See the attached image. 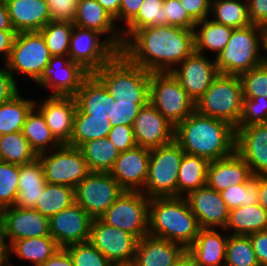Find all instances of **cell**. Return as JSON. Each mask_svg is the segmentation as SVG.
Segmentation results:
<instances>
[{"label":"cell","instance_id":"1","mask_svg":"<svg viewBox=\"0 0 267 266\" xmlns=\"http://www.w3.org/2000/svg\"><path fill=\"white\" fill-rule=\"evenodd\" d=\"M150 73L172 72L194 52V31L171 25L136 30L120 51Z\"/></svg>","mask_w":267,"mask_h":266},{"label":"cell","instance_id":"2","mask_svg":"<svg viewBox=\"0 0 267 266\" xmlns=\"http://www.w3.org/2000/svg\"><path fill=\"white\" fill-rule=\"evenodd\" d=\"M174 140L185 153L210 162L235 152L236 130L226 121L194 111L175 127Z\"/></svg>","mask_w":267,"mask_h":266},{"label":"cell","instance_id":"3","mask_svg":"<svg viewBox=\"0 0 267 266\" xmlns=\"http://www.w3.org/2000/svg\"><path fill=\"white\" fill-rule=\"evenodd\" d=\"M201 227L183 197H154L149 200L148 234L178 243L187 249Z\"/></svg>","mask_w":267,"mask_h":266},{"label":"cell","instance_id":"4","mask_svg":"<svg viewBox=\"0 0 267 266\" xmlns=\"http://www.w3.org/2000/svg\"><path fill=\"white\" fill-rule=\"evenodd\" d=\"M266 50V28L251 24L233 29L226 47L215 58L216 67L221 74L240 75L264 63Z\"/></svg>","mask_w":267,"mask_h":266},{"label":"cell","instance_id":"5","mask_svg":"<svg viewBox=\"0 0 267 266\" xmlns=\"http://www.w3.org/2000/svg\"><path fill=\"white\" fill-rule=\"evenodd\" d=\"M93 74L114 100L149 102L151 73L130 62L121 52Z\"/></svg>","mask_w":267,"mask_h":266},{"label":"cell","instance_id":"6","mask_svg":"<svg viewBox=\"0 0 267 266\" xmlns=\"http://www.w3.org/2000/svg\"><path fill=\"white\" fill-rule=\"evenodd\" d=\"M243 91L239 75L221 74L195 103L201 115L221 119L237 127L242 115Z\"/></svg>","mask_w":267,"mask_h":266},{"label":"cell","instance_id":"7","mask_svg":"<svg viewBox=\"0 0 267 266\" xmlns=\"http://www.w3.org/2000/svg\"><path fill=\"white\" fill-rule=\"evenodd\" d=\"M184 154L175 140L151 149L148 177L142 190L148 198L177 196L178 172Z\"/></svg>","mask_w":267,"mask_h":266},{"label":"cell","instance_id":"8","mask_svg":"<svg viewBox=\"0 0 267 266\" xmlns=\"http://www.w3.org/2000/svg\"><path fill=\"white\" fill-rule=\"evenodd\" d=\"M149 102L176 127L195 111V103L172 72L150 75Z\"/></svg>","mask_w":267,"mask_h":266},{"label":"cell","instance_id":"9","mask_svg":"<svg viewBox=\"0 0 267 266\" xmlns=\"http://www.w3.org/2000/svg\"><path fill=\"white\" fill-rule=\"evenodd\" d=\"M51 57L39 31L18 32L5 65L16 81L15 77L22 74L36 83L48 66Z\"/></svg>","mask_w":267,"mask_h":266},{"label":"cell","instance_id":"10","mask_svg":"<svg viewBox=\"0 0 267 266\" xmlns=\"http://www.w3.org/2000/svg\"><path fill=\"white\" fill-rule=\"evenodd\" d=\"M38 158L43 167L46 183L75 188L90 173L78 147L61 144L58 148L38 154Z\"/></svg>","mask_w":267,"mask_h":266},{"label":"cell","instance_id":"11","mask_svg":"<svg viewBox=\"0 0 267 266\" xmlns=\"http://www.w3.org/2000/svg\"><path fill=\"white\" fill-rule=\"evenodd\" d=\"M149 200L142 191H124L100 219L140 240L148 234Z\"/></svg>","mask_w":267,"mask_h":266},{"label":"cell","instance_id":"12","mask_svg":"<svg viewBox=\"0 0 267 266\" xmlns=\"http://www.w3.org/2000/svg\"><path fill=\"white\" fill-rule=\"evenodd\" d=\"M74 189L75 202L93 219L100 218L125 191L108 172H90Z\"/></svg>","mask_w":267,"mask_h":266},{"label":"cell","instance_id":"13","mask_svg":"<svg viewBox=\"0 0 267 266\" xmlns=\"http://www.w3.org/2000/svg\"><path fill=\"white\" fill-rule=\"evenodd\" d=\"M101 36L95 30L75 25L70 37V60L79 63L90 74L101 69L119 52L108 40L100 39Z\"/></svg>","mask_w":267,"mask_h":266},{"label":"cell","instance_id":"14","mask_svg":"<svg viewBox=\"0 0 267 266\" xmlns=\"http://www.w3.org/2000/svg\"><path fill=\"white\" fill-rule=\"evenodd\" d=\"M138 241L135 235L107 225L100 218L92 220L89 242L111 263L133 261Z\"/></svg>","mask_w":267,"mask_h":266},{"label":"cell","instance_id":"15","mask_svg":"<svg viewBox=\"0 0 267 266\" xmlns=\"http://www.w3.org/2000/svg\"><path fill=\"white\" fill-rule=\"evenodd\" d=\"M89 74L69 56H52L35 85L50 89L49 96H74Z\"/></svg>","mask_w":267,"mask_h":266},{"label":"cell","instance_id":"16","mask_svg":"<svg viewBox=\"0 0 267 266\" xmlns=\"http://www.w3.org/2000/svg\"><path fill=\"white\" fill-rule=\"evenodd\" d=\"M172 73L188 96L196 103L220 72L216 67L215 58L210 60L204 54L194 51Z\"/></svg>","mask_w":267,"mask_h":266},{"label":"cell","instance_id":"17","mask_svg":"<svg viewBox=\"0 0 267 266\" xmlns=\"http://www.w3.org/2000/svg\"><path fill=\"white\" fill-rule=\"evenodd\" d=\"M92 220L75 202L49 219L50 235L60 248L88 242Z\"/></svg>","mask_w":267,"mask_h":266},{"label":"cell","instance_id":"18","mask_svg":"<svg viewBox=\"0 0 267 266\" xmlns=\"http://www.w3.org/2000/svg\"><path fill=\"white\" fill-rule=\"evenodd\" d=\"M36 101L34 107L42 114L51 134L60 144H68L73 134L77 109L74 96H48Z\"/></svg>","mask_w":267,"mask_h":266},{"label":"cell","instance_id":"19","mask_svg":"<svg viewBox=\"0 0 267 266\" xmlns=\"http://www.w3.org/2000/svg\"><path fill=\"white\" fill-rule=\"evenodd\" d=\"M132 128L137 146L150 150L174 140L175 127L150 102L138 112Z\"/></svg>","mask_w":267,"mask_h":266},{"label":"cell","instance_id":"20","mask_svg":"<svg viewBox=\"0 0 267 266\" xmlns=\"http://www.w3.org/2000/svg\"><path fill=\"white\" fill-rule=\"evenodd\" d=\"M150 152L140 146L120 152L109 174L125 191H142L148 177Z\"/></svg>","mask_w":267,"mask_h":266},{"label":"cell","instance_id":"21","mask_svg":"<svg viewBox=\"0 0 267 266\" xmlns=\"http://www.w3.org/2000/svg\"><path fill=\"white\" fill-rule=\"evenodd\" d=\"M201 228L225 229L229 209L219 192L205 185L183 196Z\"/></svg>","mask_w":267,"mask_h":266},{"label":"cell","instance_id":"22","mask_svg":"<svg viewBox=\"0 0 267 266\" xmlns=\"http://www.w3.org/2000/svg\"><path fill=\"white\" fill-rule=\"evenodd\" d=\"M0 215L9 245L19 239L50 235L49 218L34 208L10 206L1 210Z\"/></svg>","mask_w":267,"mask_h":266},{"label":"cell","instance_id":"23","mask_svg":"<svg viewBox=\"0 0 267 266\" xmlns=\"http://www.w3.org/2000/svg\"><path fill=\"white\" fill-rule=\"evenodd\" d=\"M235 152L254 176L267 175V123L236 127Z\"/></svg>","mask_w":267,"mask_h":266},{"label":"cell","instance_id":"24","mask_svg":"<svg viewBox=\"0 0 267 266\" xmlns=\"http://www.w3.org/2000/svg\"><path fill=\"white\" fill-rule=\"evenodd\" d=\"M73 24L81 28L95 30L103 36L107 35L106 40L119 52L122 50L124 40L121 28L116 25L114 18L97 0H78Z\"/></svg>","mask_w":267,"mask_h":266},{"label":"cell","instance_id":"25","mask_svg":"<svg viewBox=\"0 0 267 266\" xmlns=\"http://www.w3.org/2000/svg\"><path fill=\"white\" fill-rule=\"evenodd\" d=\"M253 177L249 165L234 152L229 157L209 162L206 185L221 192L231 185L247 183Z\"/></svg>","mask_w":267,"mask_h":266},{"label":"cell","instance_id":"26","mask_svg":"<svg viewBox=\"0 0 267 266\" xmlns=\"http://www.w3.org/2000/svg\"><path fill=\"white\" fill-rule=\"evenodd\" d=\"M185 250L178 243L147 234L138 241L133 262L136 266H171Z\"/></svg>","mask_w":267,"mask_h":266},{"label":"cell","instance_id":"27","mask_svg":"<svg viewBox=\"0 0 267 266\" xmlns=\"http://www.w3.org/2000/svg\"><path fill=\"white\" fill-rule=\"evenodd\" d=\"M5 3L17 33L40 31L51 21L45 0H5Z\"/></svg>","mask_w":267,"mask_h":266},{"label":"cell","instance_id":"28","mask_svg":"<svg viewBox=\"0 0 267 266\" xmlns=\"http://www.w3.org/2000/svg\"><path fill=\"white\" fill-rule=\"evenodd\" d=\"M77 109L85 114L99 118L111 117V104L115 101L103 83L93 74H89L74 95Z\"/></svg>","mask_w":267,"mask_h":266},{"label":"cell","instance_id":"29","mask_svg":"<svg viewBox=\"0 0 267 266\" xmlns=\"http://www.w3.org/2000/svg\"><path fill=\"white\" fill-rule=\"evenodd\" d=\"M214 228H201L187 248L198 266H225L228 236Z\"/></svg>","mask_w":267,"mask_h":266},{"label":"cell","instance_id":"30","mask_svg":"<svg viewBox=\"0 0 267 266\" xmlns=\"http://www.w3.org/2000/svg\"><path fill=\"white\" fill-rule=\"evenodd\" d=\"M18 195L14 206L34 208L46 185L43 167L39 158L19 165Z\"/></svg>","mask_w":267,"mask_h":266},{"label":"cell","instance_id":"31","mask_svg":"<svg viewBox=\"0 0 267 266\" xmlns=\"http://www.w3.org/2000/svg\"><path fill=\"white\" fill-rule=\"evenodd\" d=\"M232 27L214 22L211 18H205L196 22L194 27V51L205 55V51H211L216 58L226 47L233 32Z\"/></svg>","mask_w":267,"mask_h":266},{"label":"cell","instance_id":"32","mask_svg":"<svg viewBox=\"0 0 267 266\" xmlns=\"http://www.w3.org/2000/svg\"><path fill=\"white\" fill-rule=\"evenodd\" d=\"M226 232L232 230L231 235L249 236L254 232L267 230V211L260 205L240 206L229 210Z\"/></svg>","mask_w":267,"mask_h":266},{"label":"cell","instance_id":"33","mask_svg":"<svg viewBox=\"0 0 267 266\" xmlns=\"http://www.w3.org/2000/svg\"><path fill=\"white\" fill-rule=\"evenodd\" d=\"M59 249L57 242L49 235L13 241L9 245V255L14 254L20 260L31 262L33 266H41Z\"/></svg>","mask_w":267,"mask_h":266},{"label":"cell","instance_id":"34","mask_svg":"<svg viewBox=\"0 0 267 266\" xmlns=\"http://www.w3.org/2000/svg\"><path fill=\"white\" fill-rule=\"evenodd\" d=\"M209 161L203 157L185 153L179 167L177 196L183 197L189 191L206 185Z\"/></svg>","mask_w":267,"mask_h":266},{"label":"cell","instance_id":"35","mask_svg":"<svg viewBox=\"0 0 267 266\" xmlns=\"http://www.w3.org/2000/svg\"><path fill=\"white\" fill-rule=\"evenodd\" d=\"M90 172H110L120 151L107 137L90 140L78 147Z\"/></svg>","mask_w":267,"mask_h":266},{"label":"cell","instance_id":"36","mask_svg":"<svg viewBox=\"0 0 267 266\" xmlns=\"http://www.w3.org/2000/svg\"><path fill=\"white\" fill-rule=\"evenodd\" d=\"M22 132L37 155L61 145L51 134L44 117L35 107L27 114Z\"/></svg>","mask_w":267,"mask_h":266},{"label":"cell","instance_id":"37","mask_svg":"<svg viewBox=\"0 0 267 266\" xmlns=\"http://www.w3.org/2000/svg\"><path fill=\"white\" fill-rule=\"evenodd\" d=\"M111 129L108 118L93 117L82 110H76L72 138L67 145L79 147L90 140L107 137Z\"/></svg>","mask_w":267,"mask_h":266},{"label":"cell","instance_id":"38","mask_svg":"<svg viewBox=\"0 0 267 266\" xmlns=\"http://www.w3.org/2000/svg\"><path fill=\"white\" fill-rule=\"evenodd\" d=\"M35 99L22 97L20 93L0 104V135L23 130L27 114L34 107Z\"/></svg>","mask_w":267,"mask_h":266},{"label":"cell","instance_id":"39","mask_svg":"<svg viewBox=\"0 0 267 266\" xmlns=\"http://www.w3.org/2000/svg\"><path fill=\"white\" fill-rule=\"evenodd\" d=\"M210 16L214 22L234 29L251 25L247 0H213Z\"/></svg>","mask_w":267,"mask_h":266},{"label":"cell","instance_id":"40","mask_svg":"<svg viewBox=\"0 0 267 266\" xmlns=\"http://www.w3.org/2000/svg\"><path fill=\"white\" fill-rule=\"evenodd\" d=\"M73 203H75L73 187L46 183L34 209L50 219Z\"/></svg>","mask_w":267,"mask_h":266},{"label":"cell","instance_id":"41","mask_svg":"<svg viewBox=\"0 0 267 266\" xmlns=\"http://www.w3.org/2000/svg\"><path fill=\"white\" fill-rule=\"evenodd\" d=\"M38 158L22 131L0 135V161L23 165Z\"/></svg>","mask_w":267,"mask_h":266},{"label":"cell","instance_id":"42","mask_svg":"<svg viewBox=\"0 0 267 266\" xmlns=\"http://www.w3.org/2000/svg\"><path fill=\"white\" fill-rule=\"evenodd\" d=\"M164 0H143L137 15L121 29L124 42L136 31L146 27L168 25Z\"/></svg>","mask_w":267,"mask_h":266},{"label":"cell","instance_id":"43","mask_svg":"<svg viewBox=\"0 0 267 266\" xmlns=\"http://www.w3.org/2000/svg\"><path fill=\"white\" fill-rule=\"evenodd\" d=\"M74 26L70 21H50L39 31L51 56H69L70 37Z\"/></svg>","mask_w":267,"mask_h":266},{"label":"cell","instance_id":"44","mask_svg":"<svg viewBox=\"0 0 267 266\" xmlns=\"http://www.w3.org/2000/svg\"><path fill=\"white\" fill-rule=\"evenodd\" d=\"M225 266H259L249 236L229 234Z\"/></svg>","mask_w":267,"mask_h":266},{"label":"cell","instance_id":"45","mask_svg":"<svg viewBox=\"0 0 267 266\" xmlns=\"http://www.w3.org/2000/svg\"><path fill=\"white\" fill-rule=\"evenodd\" d=\"M219 193L229 210L259 204V175L254 176L247 183L231 185Z\"/></svg>","mask_w":267,"mask_h":266},{"label":"cell","instance_id":"46","mask_svg":"<svg viewBox=\"0 0 267 266\" xmlns=\"http://www.w3.org/2000/svg\"><path fill=\"white\" fill-rule=\"evenodd\" d=\"M18 179L19 165L0 161V211L15 205Z\"/></svg>","mask_w":267,"mask_h":266},{"label":"cell","instance_id":"47","mask_svg":"<svg viewBox=\"0 0 267 266\" xmlns=\"http://www.w3.org/2000/svg\"><path fill=\"white\" fill-rule=\"evenodd\" d=\"M243 99L267 98V61L239 75Z\"/></svg>","mask_w":267,"mask_h":266},{"label":"cell","instance_id":"48","mask_svg":"<svg viewBox=\"0 0 267 266\" xmlns=\"http://www.w3.org/2000/svg\"><path fill=\"white\" fill-rule=\"evenodd\" d=\"M74 266H110L111 262L89 241L64 248Z\"/></svg>","mask_w":267,"mask_h":266},{"label":"cell","instance_id":"49","mask_svg":"<svg viewBox=\"0 0 267 266\" xmlns=\"http://www.w3.org/2000/svg\"><path fill=\"white\" fill-rule=\"evenodd\" d=\"M267 123V98L243 99L242 115L237 127Z\"/></svg>","mask_w":267,"mask_h":266},{"label":"cell","instance_id":"50","mask_svg":"<svg viewBox=\"0 0 267 266\" xmlns=\"http://www.w3.org/2000/svg\"><path fill=\"white\" fill-rule=\"evenodd\" d=\"M147 103H134V101L115 100L111 104V117L109 121L111 126L126 125L132 126L133 122L138 115V112Z\"/></svg>","mask_w":267,"mask_h":266},{"label":"cell","instance_id":"51","mask_svg":"<svg viewBox=\"0 0 267 266\" xmlns=\"http://www.w3.org/2000/svg\"><path fill=\"white\" fill-rule=\"evenodd\" d=\"M163 5L168 25L194 30L196 22L189 16L179 0H164Z\"/></svg>","mask_w":267,"mask_h":266},{"label":"cell","instance_id":"52","mask_svg":"<svg viewBox=\"0 0 267 266\" xmlns=\"http://www.w3.org/2000/svg\"><path fill=\"white\" fill-rule=\"evenodd\" d=\"M48 4L51 21L74 22L78 0H45Z\"/></svg>","mask_w":267,"mask_h":266},{"label":"cell","instance_id":"53","mask_svg":"<svg viewBox=\"0 0 267 266\" xmlns=\"http://www.w3.org/2000/svg\"><path fill=\"white\" fill-rule=\"evenodd\" d=\"M109 139L113 145L120 151H127L137 146L132 126L116 125L108 133Z\"/></svg>","mask_w":267,"mask_h":266},{"label":"cell","instance_id":"54","mask_svg":"<svg viewBox=\"0 0 267 266\" xmlns=\"http://www.w3.org/2000/svg\"><path fill=\"white\" fill-rule=\"evenodd\" d=\"M4 67L0 68V104L11 100L19 91L18 82L9 72L5 63Z\"/></svg>","mask_w":267,"mask_h":266},{"label":"cell","instance_id":"55","mask_svg":"<svg viewBox=\"0 0 267 266\" xmlns=\"http://www.w3.org/2000/svg\"><path fill=\"white\" fill-rule=\"evenodd\" d=\"M179 2L195 22L210 17L211 0H179Z\"/></svg>","mask_w":267,"mask_h":266},{"label":"cell","instance_id":"56","mask_svg":"<svg viewBox=\"0 0 267 266\" xmlns=\"http://www.w3.org/2000/svg\"><path fill=\"white\" fill-rule=\"evenodd\" d=\"M251 24L267 29V0H247Z\"/></svg>","mask_w":267,"mask_h":266},{"label":"cell","instance_id":"57","mask_svg":"<svg viewBox=\"0 0 267 266\" xmlns=\"http://www.w3.org/2000/svg\"><path fill=\"white\" fill-rule=\"evenodd\" d=\"M259 265L267 264V230L249 235Z\"/></svg>","mask_w":267,"mask_h":266},{"label":"cell","instance_id":"58","mask_svg":"<svg viewBox=\"0 0 267 266\" xmlns=\"http://www.w3.org/2000/svg\"><path fill=\"white\" fill-rule=\"evenodd\" d=\"M143 0H121L119 15L114 19L125 23V26L137 15Z\"/></svg>","mask_w":267,"mask_h":266},{"label":"cell","instance_id":"59","mask_svg":"<svg viewBox=\"0 0 267 266\" xmlns=\"http://www.w3.org/2000/svg\"><path fill=\"white\" fill-rule=\"evenodd\" d=\"M17 32L15 30H0V56L6 63L9 59Z\"/></svg>","mask_w":267,"mask_h":266},{"label":"cell","instance_id":"60","mask_svg":"<svg viewBox=\"0 0 267 266\" xmlns=\"http://www.w3.org/2000/svg\"><path fill=\"white\" fill-rule=\"evenodd\" d=\"M9 243L7 241L3 220L0 215V266H13L10 264Z\"/></svg>","mask_w":267,"mask_h":266},{"label":"cell","instance_id":"61","mask_svg":"<svg viewBox=\"0 0 267 266\" xmlns=\"http://www.w3.org/2000/svg\"><path fill=\"white\" fill-rule=\"evenodd\" d=\"M41 266H74L69 253L60 248L52 257L48 258Z\"/></svg>","mask_w":267,"mask_h":266},{"label":"cell","instance_id":"62","mask_svg":"<svg viewBox=\"0 0 267 266\" xmlns=\"http://www.w3.org/2000/svg\"><path fill=\"white\" fill-rule=\"evenodd\" d=\"M0 30H14L5 0H0Z\"/></svg>","mask_w":267,"mask_h":266},{"label":"cell","instance_id":"63","mask_svg":"<svg viewBox=\"0 0 267 266\" xmlns=\"http://www.w3.org/2000/svg\"><path fill=\"white\" fill-rule=\"evenodd\" d=\"M98 3L115 19L120 12L121 0H97Z\"/></svg>","mask_w":267,"mask_h":266},{"label":"cell","instance_id":"64","mask_svg":"<svg viewBox=\"0 0 267 266\" xmlns=\"http://www.w3.org/2000/svg\"><path fill=\"white\" fill-rule=\"evenodd\" d=\"M259 204L267 211V175H259Z\"/></svg>","mask_w":267,"mask_h":266},{"label":"cell","instance_id":"65","mask_svg":"<svg viewBox=\"0 0 267 266\" xmlns=\"http://www.w3.org/2000/svg\"><path fill=\"white\" fill-rule=\"evenodd\" d=\"M171 266H198V265L196 264L194 257L186 249Z\"/></svg>","mask_w":267,"mask_h":266},{"label":"cell","instance_id":"66","mask_svg":"<svg viewBox=\"0 0 267 266\" xmlns=\"http://www.w3.org/2000/svg\"><path fill=\"white\" fill-rule=\"evenodd\" d=\"M110 266H136V264L131 262H119V263H111Z\"/></svg>","mask_w":267,"mask_h":266}]
</instances>
